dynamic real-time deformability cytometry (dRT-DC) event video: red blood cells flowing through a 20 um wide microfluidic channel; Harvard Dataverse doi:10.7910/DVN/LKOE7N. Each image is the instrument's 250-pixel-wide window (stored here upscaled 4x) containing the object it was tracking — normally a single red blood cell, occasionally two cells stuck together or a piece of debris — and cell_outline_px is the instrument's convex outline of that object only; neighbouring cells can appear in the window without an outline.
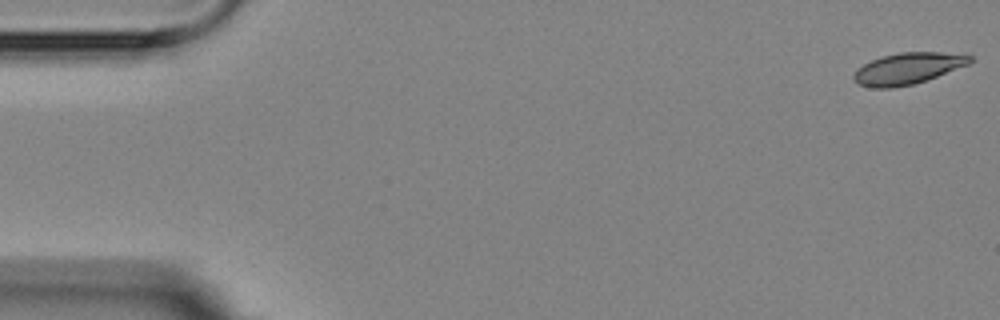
{"species": "Egyptian fruit bat (a non-hibernating species)", "species_latin": "Rousettus aegyptiacus", "temperature_condition": "room temperature", "stored_images_in_passage": 4, "camera_frame_rate_fps": 3000, "um_per_image_px": 0.085, "animal": {"sex": "female"}, "frame": {"image": 1, "passage_image": 1, "time_ms": 0.0, "image_size_px": [1000, 320], "cell_outline_px": [[972, 60], [968, 64], [936, 76], [912, 84], [892, 88], [872, 88], [856, 84], [852, 80], [852, 76], [856, 68], [880, 56], [900, 52], [968, 52], [972, 56]], "centroid_in_image_um": [77.14, 5.8], "position_along_channel_um": 7.9, "area_um2": 21.56}}
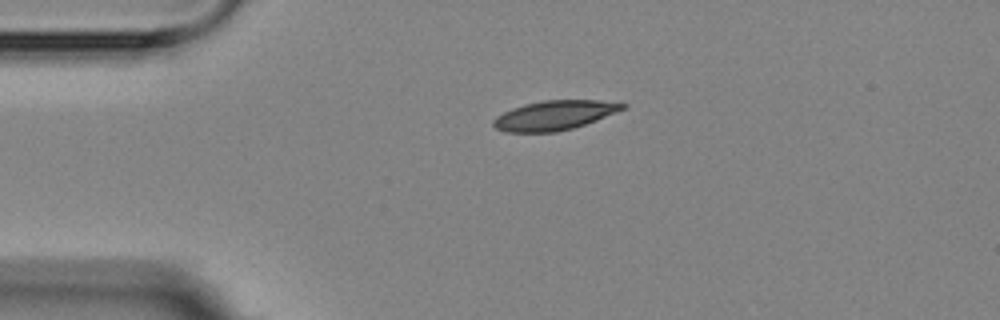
{"frame": {"image": 2, "passage_image": 3, "time_ms": 3.667, "image_size_px": [1000, 320], "cell_outline_px": [[628, 108], [596, 120], [572, 128], [556, 132], [504, 132], [496, 128], [492, 124], [492, 120], [496, 116], [512, 108], [524, 104], [544, 100], [600, 100], [628, 104]], "centroid_in_image_um": [47.13, 9.79], "position_along_channel_um": 37.9, "area_um2": 22.25}}